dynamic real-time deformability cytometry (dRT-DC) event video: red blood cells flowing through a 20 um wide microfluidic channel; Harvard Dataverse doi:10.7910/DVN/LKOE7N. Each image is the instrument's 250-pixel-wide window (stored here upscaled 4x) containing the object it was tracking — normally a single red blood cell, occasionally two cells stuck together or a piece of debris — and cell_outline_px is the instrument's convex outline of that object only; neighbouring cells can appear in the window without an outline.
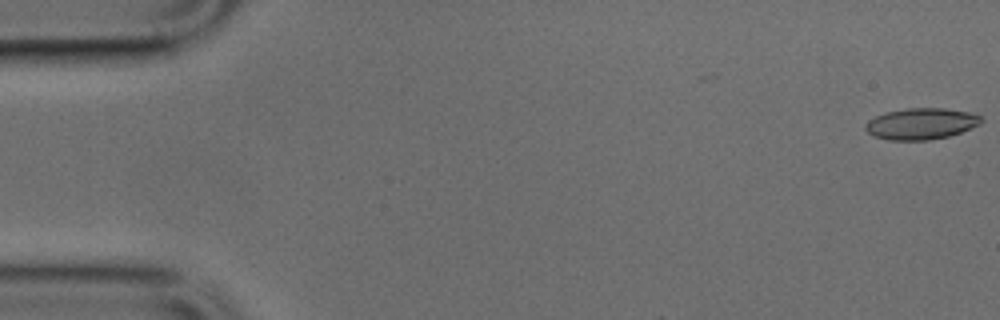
{"species": "common noctule bat (a hibernating species)", "species_latin": "Nyctalus noctula", "temperature_condition": "cold", "stored_images_in_passage": 4, "camera_frame_rate_fps": 3000, "um_per_image_px": 0.085, "animal": {"sex": "male", "body_mass_g": 17.9, "forearm_length_mm": 54.2}, "frame": {"image": 1, "passage_image": 1, "time_ms": 0.0, "image_size_px": [1000, 320], "cell_outline_px": [[984, 120], [980, 124], [960, 132], [948, 136], [928, 140], [888, 140], [876, 136], [868, 132], [864, 128], [864, 124], [868, 120], [884, 112], [904, 108], [944, 108], [968, 112], [980, 116]], "centroid_in_image_um": [78.27, 10.51], "position_along_channel_um": 6.7, "area_um2": 21.1}}